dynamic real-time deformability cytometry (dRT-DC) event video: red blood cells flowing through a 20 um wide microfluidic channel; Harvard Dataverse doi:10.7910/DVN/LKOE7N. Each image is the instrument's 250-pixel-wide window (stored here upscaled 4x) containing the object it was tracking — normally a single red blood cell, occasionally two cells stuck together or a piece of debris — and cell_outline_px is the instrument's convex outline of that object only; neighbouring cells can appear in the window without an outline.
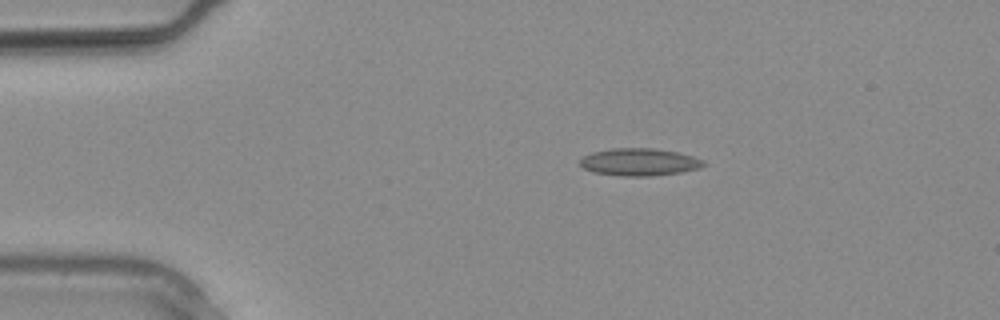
{"species": "common noctule bat (a hibernating species)", "species_latin": "Nyctalus noctula", "temperature_condition": "warm", "stored_images_in_passage": 11, "camera_frame_rate_fps": 3000, "um_per_image_px": 0.085, "animal": {"sex": "male", "body_mass_g": 20.4}, "frame": {"image": 1, "passage_image": 1, "time_ms": 0.0, "image_size_px": [1000, 320], "cell_outline_px": [[708, 164], [700, 168], [680, 172], [648, 176], [620, 176], [592, 172], [584, 168], [580, 164], [580, 160], [584, 156], [592, 152], [612, 148], [652, 148], [676, 152], [692, 156], [704, 160]], "centroid_in_image_um": [54.35, 13.77], "position_along_channel_um": 30.7, "area_um2": 19.71}}
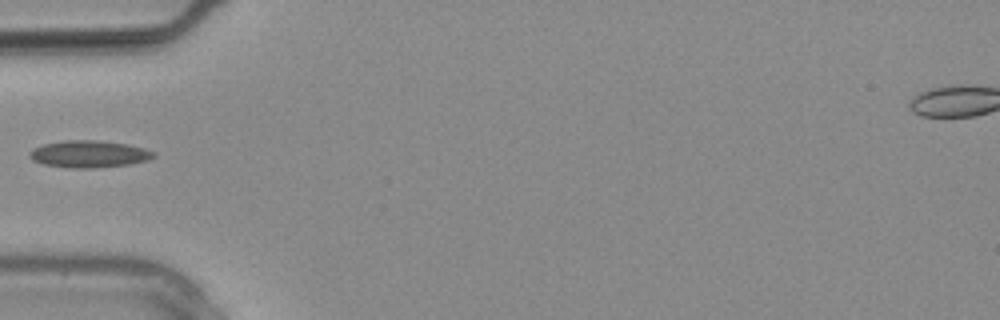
{"frame": {"image": 2, "passage_image": 5, "time_ms": 1.333, "image_size_px": [1000, 320], "cell_outline_px": [[156, 156], [148, 160], [128, 164], [92, 168], [68, 168], [44, 164], [32, 160], [28, 156], [28, 152], [32, 148], [44, 144], [64, 140], [96, 140], [128, 144], [144, 148], [156, 152]], "centroid_in_image_um": [7.55, 13.09], "position_along_channel_um": 77.5, "area_um2": 19.65}}